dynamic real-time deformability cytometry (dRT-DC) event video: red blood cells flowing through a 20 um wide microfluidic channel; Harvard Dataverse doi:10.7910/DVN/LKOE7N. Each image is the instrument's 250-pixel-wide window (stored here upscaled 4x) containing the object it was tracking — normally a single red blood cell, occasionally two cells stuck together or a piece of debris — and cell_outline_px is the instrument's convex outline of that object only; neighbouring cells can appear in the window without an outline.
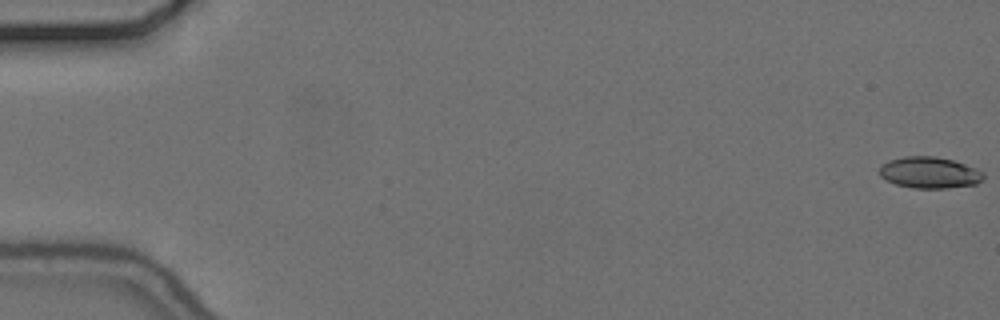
{"species": "common noctule bat (a hibernating species)", "species_latin": "Nyctalus noctula", "temperature_condition": "cold", "stored_images_in_passage": 48, "camera_frame_rate_fps": 3000, "um_per_image_px": 0.085, "animal": {"sex": "female", "body_mass_g": 24.6, "forearm_length_mm": 56.2}, "frame": {"image": 1, "passage_image": 1, "time_ms": 0.0, "image_size_px": [1000, 320], "cell_outline_px": [[984, 176], [976, 184], [948, 188], [912, 188], [896, 184], [880, 176], [880, 168], [888, 160], [904, 156], [936, 156], [952, 160], [976, 168], [984, 172]], "centroid_in_image_um": [79.01, 14.67], "position_along_channel_um": 6.0, "area_um2": 18.9}}
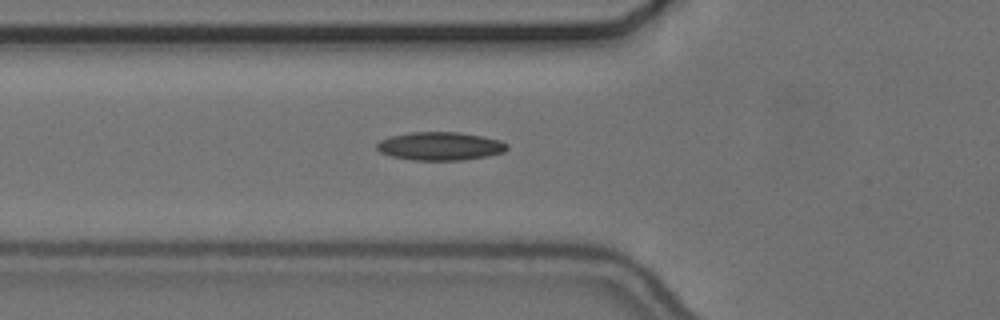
{"frame": {"image": 2, "passage_image": 21, "time_ms": 6.667, "image_size_px": [1000, 320], "cell_outline_px": [[508, 148], [504, 152], [488, 156], [464, 160], [412, 160], [392, 156], [380, 152], [376, 148], [376, 144], [380, 140], [392, 136], [412, 132], [460, 132], [484, 136], [500, 140], [508, 144]], "centroid_in_image_um": [37.44, 12.42], "position_along_channel_um": 88.4, "area_um2": 21.56}}
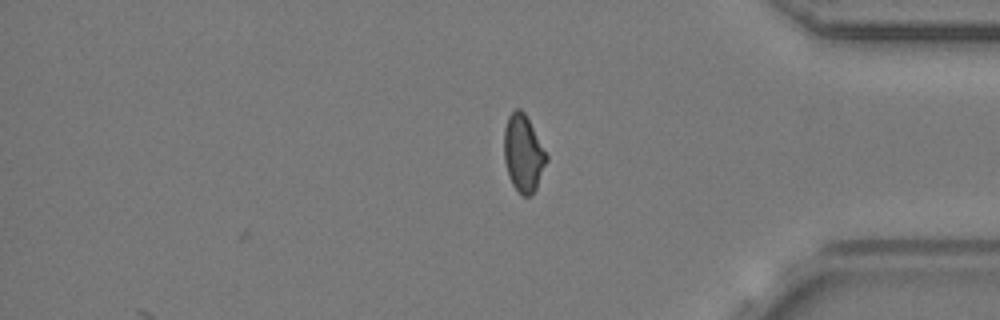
{"frame": {"image": 3, "passage_image": 48, "time_ms": 15.667, "image_size_px": [1000, 320], "cell_outline_px": [[548, 160], [536, 188], [528, 196], [524, 196], [512, 184], [508, 176], [504, 160], [504, 128], [508, 116], [516, 108], [520, 108], [524, 112], [548, 156]], "centroid_in_image_um": [44.47, 13.02], "position_along_channel_um": 390.7, "area_um2": 18.84}, "authors_computed_cell_mechanics": {"area_um2": 19.2474, "velocity_mm_per_s": 3.6739, "shape_relaxation_time_tau1_ms": 4.2329, "shape_relaxation_time_tau2_ms": 1.4201, "deformation_change_tau1": 0.1712, "deformation_change_tau2": 0.0689}}